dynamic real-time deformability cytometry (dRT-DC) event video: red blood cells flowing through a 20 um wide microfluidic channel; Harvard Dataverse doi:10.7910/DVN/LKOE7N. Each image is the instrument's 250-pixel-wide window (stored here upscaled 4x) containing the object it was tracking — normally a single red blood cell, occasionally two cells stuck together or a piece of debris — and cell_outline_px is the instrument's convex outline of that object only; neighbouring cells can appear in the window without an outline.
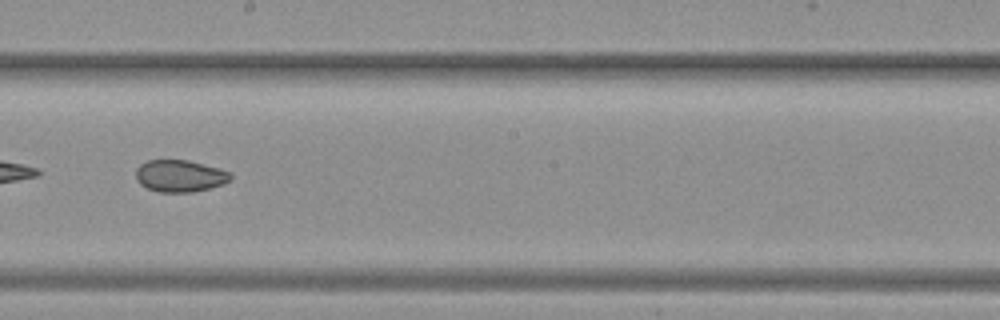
{"species": "common noctule bat (a hibernating species)", "species_latin": "Nyctalus noctula", "temperature_condition": "warm", "stored_images_in_passage": 28, "camera_frame_rate_fps": 3000, "um_per_image_px": 0.085, "animal": {"sex": "female", "body_mass_g": 19.3, "forearm_length_mm": 54.1}, "frame": {"image": 1, "passage_image": 12, "time_ms": 3.667, "image_size_px": [1000, 320], "cell_outline_px": [[232, 180], [224, 184], [192, 192], [156, 192], [140, 184], [136, 180], [136, 168], [140, 164], [148, 160], [188, 160], [220, 168], [232, 172]], "centroid_in_image_um": [15.31, 14.95], "position_along_channel_um": 232.9, "area_um2": 17.86}}